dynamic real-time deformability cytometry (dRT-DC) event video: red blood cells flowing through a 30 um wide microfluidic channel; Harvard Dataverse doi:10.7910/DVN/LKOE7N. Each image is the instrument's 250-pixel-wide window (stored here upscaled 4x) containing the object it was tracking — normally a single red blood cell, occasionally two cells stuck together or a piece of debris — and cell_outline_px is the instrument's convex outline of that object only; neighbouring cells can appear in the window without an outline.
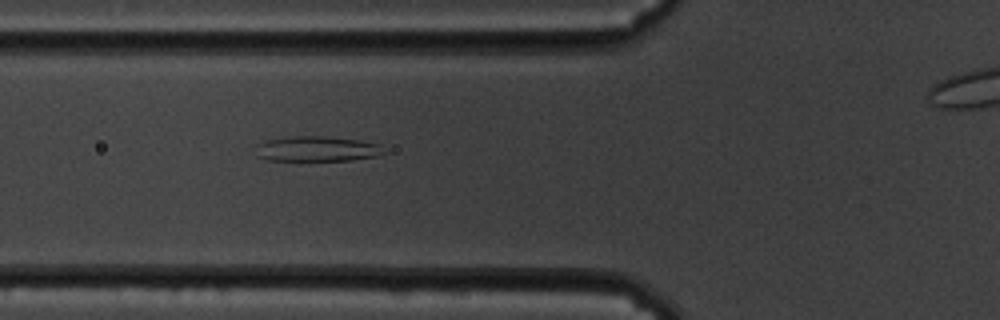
{"species": "common noctule bat (a hibernating species)", "species_latin": "Nyctalus noctula", "temperature_condition": "cold", "stored_images_in_passage": 53, "camera_frame_rate_fps": 3000, "um_per_image_px": 0.085, "animal": {"sex": "male", "body_mass_g": 19.5, "forearm_length_mm": 54.6}, "frame": {"image": 1, "passage_image": 22, "time_ms": 7.0, "image_size_px": [1000, 320], "cell_outline_px": [[388, 152], [376, 156], [352, 160], [268, 160], [256, 156], [256, 144], [268, 140], [292, 136], [324, 136], [360, 140], [376, 144]], "centroid_in_image_um": [26.92, 12.65], "position_along_channel_um": 98.9, "area_um2": 18.73}}
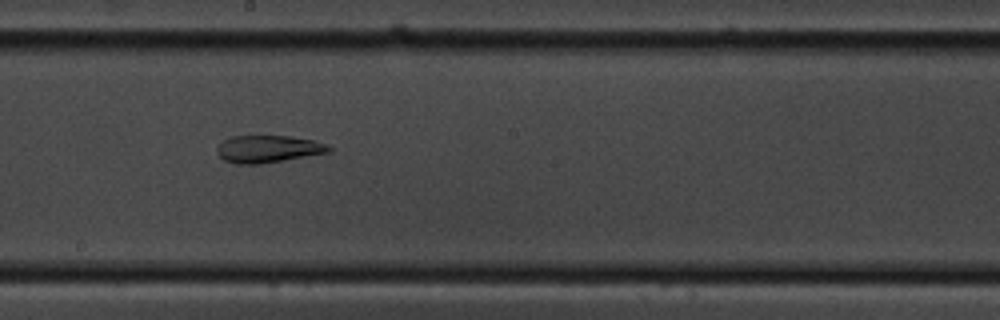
{"frame": {"image": 2, "passage_image": 33, "time_ms": 10.667, "image_size_px": [1000, 320], "cell_outline_px": [[332, 152], [260, 164], [236, 164], [224, 160], [216, 152], [216, 148], [224, 140], [232, 136], [288, 136], [316, 140], [332, 148]], "centroid_in_image_um": [22.8, 12.66], "position_along_channel_um": 225.4, "area_um2": 17.8}}
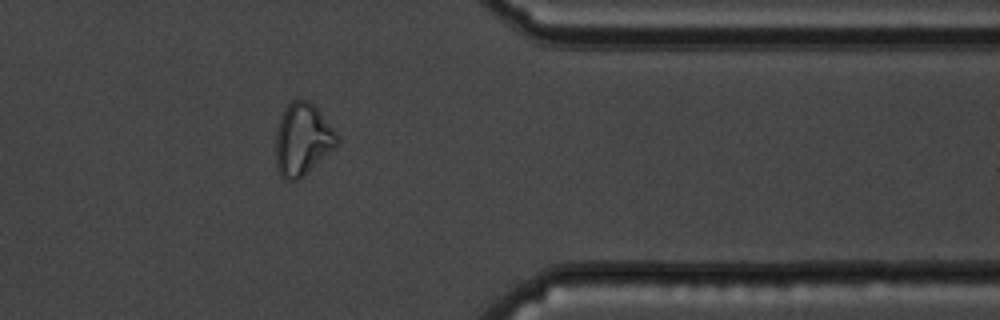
{"frame": {"image": 3, "passage_image": 48, "time_ms": 15.667, "image_size_px": [1000, 320], "cell_outline_px": [[340, 140], [300, 180], [284, 180], [280, 176], [276, 168], [276, 132], [280, 120], [288, 104], [292, 100], [308, 100], [316, 104], [340, 136]], "centroid_in_image_um": [25.72, 11.84], "position_along_channel_um": 385.7, "area_um2": 25.84}, "authors_computed_cell_mechanics": {"area_um2": 24.2182, "velocity_mm_per_s": 3.4511, "shape_relaxation_time_tau1_ms": null, "shape_relaxation_time_tau2_ms": 4.2393, "deformation_change_tau1": null, "deformation_change_tau2": 0.1121}}